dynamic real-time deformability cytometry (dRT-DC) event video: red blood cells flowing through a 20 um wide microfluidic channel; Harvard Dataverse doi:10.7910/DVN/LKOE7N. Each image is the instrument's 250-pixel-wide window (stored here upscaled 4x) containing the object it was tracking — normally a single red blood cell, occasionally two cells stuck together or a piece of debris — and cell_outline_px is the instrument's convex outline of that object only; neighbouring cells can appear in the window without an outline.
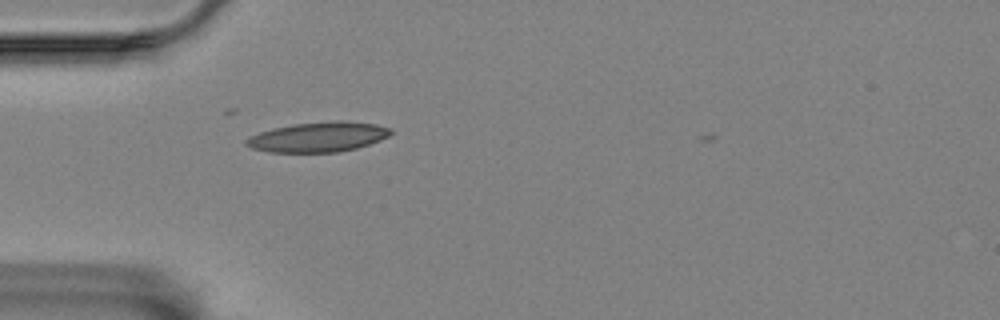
{"species": "Egyptian fruit bat (a non-hibernating species)", "species_latin": "Rousettus aegyptiacus", "temperature_condition": "room temperature", "stored_images_in_passage": 42, "camera_frame_rate_fps": 3000, "um_per_image_px": 0.085, "animal": {"sex": "female"}, "frame": {"image": 1, "passage_image": 1, "time_ms": 0.0, "image_size_px": [1000, 320], "cell_outline_px": [[392, 132], [388, 136], [380, 140], [356, 148], [340, 152], [268, 152], [252, 148], [244, 144], [244, 140], [248, 136], [272, 128], [292, 124], [336, 120], [344, 120], [376, 124], [392, 128]], "centroid_in_image_um": [27.03, 11.63], "position_along_channel_um": 58.0, "area_um2": 25.43}}
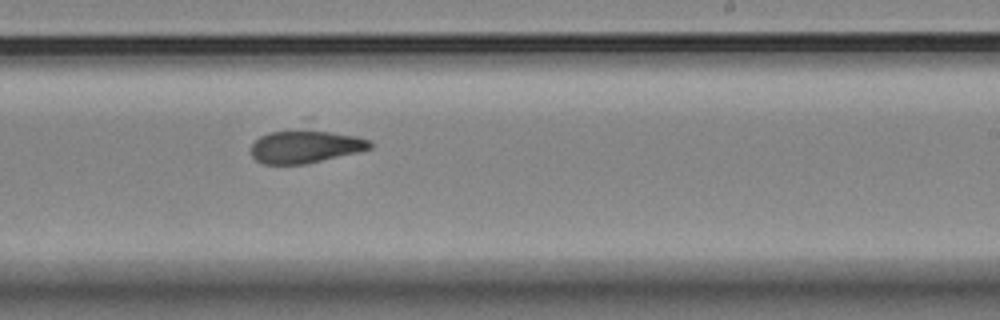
{"frame": {"image": 2, "passage_image": 19, "time_ms": 6.0, "image_size_px": [1000, 320], "cell_outline_px": [[372, 148], [360, 152], [304, 164], [264, 164], [256, 160], [252, 156], [252, 144], [260, 136], [268, 132], [308, 116], [372, 140]], "centroid_in_image_um": [26.1, 12.17], "position_along_channel_um": 262.9, "area_um2": 27.4}}
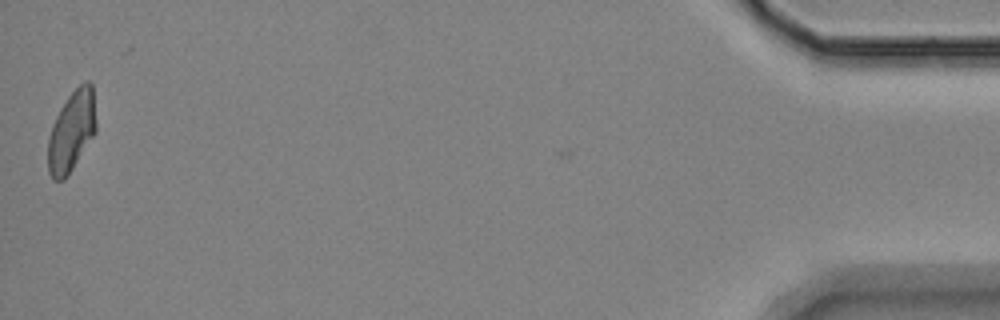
{"frame": {"image": 3, "passage_image": 41, "time_ms": 13.333, "image_size_px": [1000, 320], "cell_outline_px": [[96, 132], [68, 176], [64, 180], [52, 180], [48, 172], [48, 140], [52, 124], [60, 108], [68, 96], [84, 80], [88, 80], [92, 84], [96, 120]], "centroid_in_image_um": [6.09, 11.17], "position_along_channel_um": 429.1, "area_um2": 22.77}}